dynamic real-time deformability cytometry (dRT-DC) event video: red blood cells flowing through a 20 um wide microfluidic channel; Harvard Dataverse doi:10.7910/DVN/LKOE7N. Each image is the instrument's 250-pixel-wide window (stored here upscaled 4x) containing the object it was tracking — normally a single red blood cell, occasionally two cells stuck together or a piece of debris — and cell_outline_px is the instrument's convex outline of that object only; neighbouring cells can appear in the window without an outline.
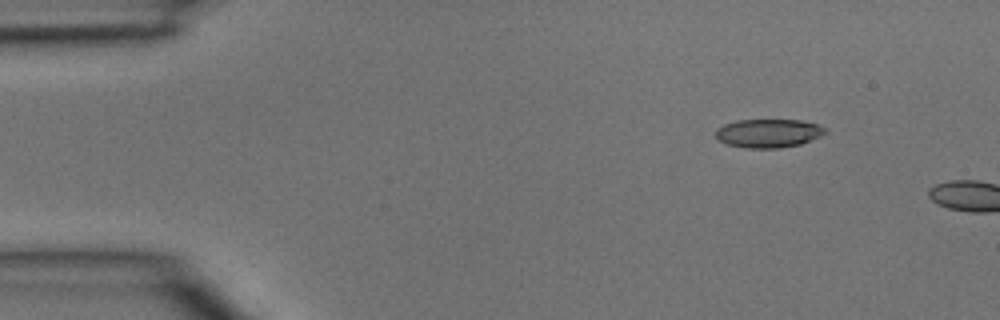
{"species": "common noctule bat (a hibernating species)", "species_latin": "Nyctalus noctula", "temperature_condition": "room temperature", "stored_images_in_passage": 3, "camera_frame_rate_fps": 3000, "um_per_image_px": 0.085, "animal": {"sex": "male", "body_mass_g": 15.6}, "frame": {"image": 1, "passage_image": 2, "time_ms": 0.333, "image_size_px": [1000, 320], "cell_outline_px": [[828, 132], [820, 136], [800, 144], [780, 148], [748, 148], [728, 144], [720, 140], [716, 136], [716, 128], [724, 124], [736, 120], [800, 120], [816, 124], [828, 128]], "centroid_in_image_um": [65.34, 11.32], "position_along_channel_um": 19.7, "area_um2": 18.21}}